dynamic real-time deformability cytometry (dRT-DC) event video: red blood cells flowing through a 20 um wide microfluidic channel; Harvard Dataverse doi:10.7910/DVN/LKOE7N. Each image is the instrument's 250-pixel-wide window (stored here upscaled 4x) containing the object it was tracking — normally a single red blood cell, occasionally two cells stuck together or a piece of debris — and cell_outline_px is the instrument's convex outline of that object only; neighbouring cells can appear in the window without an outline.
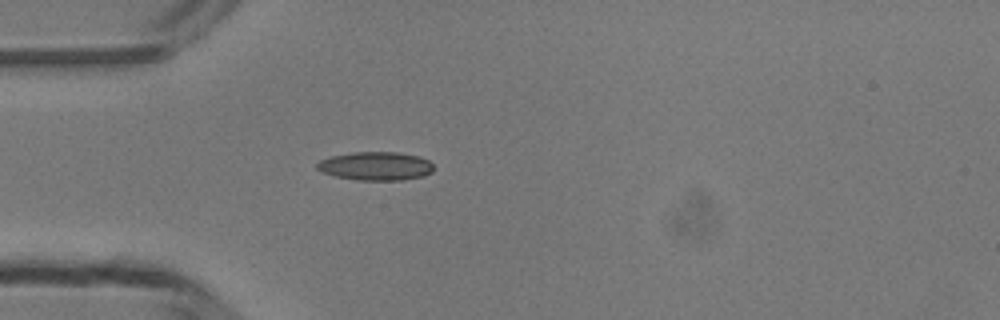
{"species": "common noctule bat (a hibernating species)", "species_latin": "Nyctalus noctula", "temperature_condition": "room temperature", "stored_images_in_passage": 30, "camera_frame_rate_fps": 3000, "um_per_image_px": 0.085, "animal": {"sex": "male", "body_mass_g": 13.3}, "frame": {"image": 1, "passage_image": 1, "time_ms": 0.0, "image_size_px": [1000, 320], "cell_outline_px": [[432, 172], [424, 176], [400, 180], [356, 180], [336, 176], [320, 172], [316, 168], [316, 164], [320, 160], [332, 156], [352, 152], [396, 152], [416, 156], [428, 160], [432, 164]], "centroid_in_image_um": [31.9, 14.12], "position_along_channel_um": 53.1, "area_um2": 19.31}}
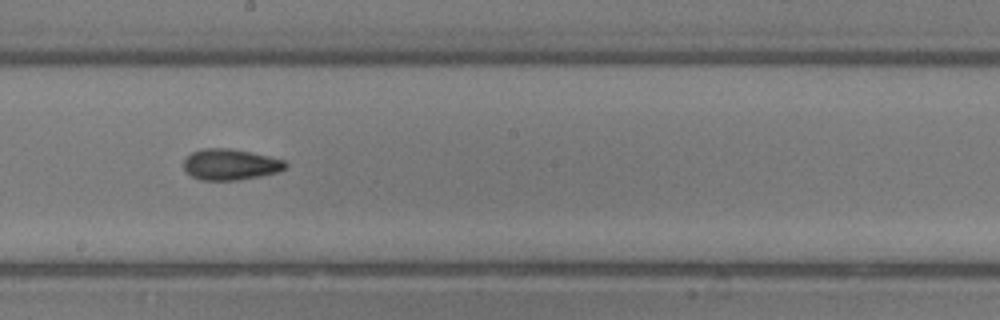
{"frame": {"image": 2, "passage_image": 14, "time_ms": 4.333, "image_size_px": [1000, 320], "cell_outline_px": [[288, 164], [280, 172], [240, 180], [200, 180], [192, 176], [184, 168], [184, 160], [192, 152], [204, 148], [228, 148], [268, 156], [284, 160]], "centroid_in_image_um": [19.59, 13.99], "position_along_channel_um": 228.6, "area_um2": 18.26}}
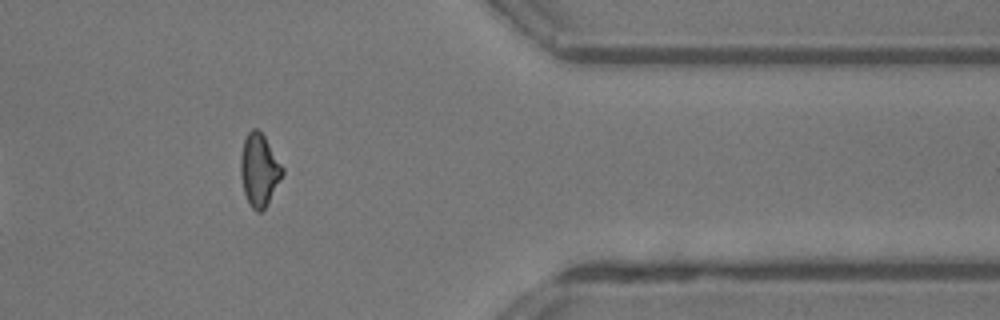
{"frame": {"image": 3, "passage_image": 27, "time_ms": 8.667, "image_size_px": [1000, 320], "cell_outline_px": [[284, 172], [264, 208], [260, 212], [256, 212], [248, 204], [244, 192], [240, 176], [240, 160], [244, 140], [248, 132], [252, 128], [256, 128], [264, 136], [284, 168]], "centroid_in_image_um": [22.01, 14.44], "position_along_channel_um": 389.4, "area_um2": 17.4}, "authors_computed_cell_mechanics": {"area_um2": 18.0625, "velocity_mm_per_s": 4.212, "shape_relaxation_time_tau1_ms": null, "shape_relaxation_time_tau2_ms": 4.0181, "deformation_change_tau1": null, "deformation_change_tau2": 0.1246}}